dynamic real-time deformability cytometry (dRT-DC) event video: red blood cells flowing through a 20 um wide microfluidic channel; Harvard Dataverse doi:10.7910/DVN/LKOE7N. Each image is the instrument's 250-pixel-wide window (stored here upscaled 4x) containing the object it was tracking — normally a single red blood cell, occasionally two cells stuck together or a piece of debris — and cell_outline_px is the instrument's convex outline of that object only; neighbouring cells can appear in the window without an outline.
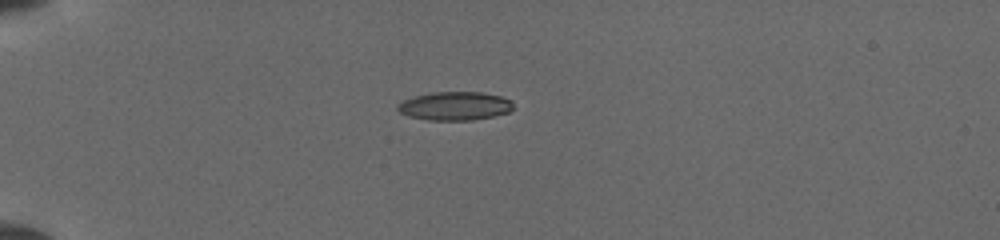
{"species": "common noctule bat (a hibernating species)", "species_latin": "Nyctalus noctula", "temperature_condition": "cold", "stored_images_in_passage": 28, "camera_frame_rate_fps": 3000, "um_per_image_px": 0.085, "animal": {"sex": "female", "body_mass_g": 19.5, "forearm_length_mm": 54.1}, "frame": {"image": 1, "passage_image": 1, "time_ms": 0.0, "image_size_px": [1000, 240], "cell_outline_px": [[512, 108], [508, 112], [492, 116], [472, 120], [428, 120], [408, 116], [400, 112], [396, 108], [404, 100], [416, 96], [432, 92], [480, 92], [500, 96], [512, 100]], "centroid_in_image_um": [38.67, 9.01], "position_along_channel_um": 46.3, "area_um2": 19.02}}
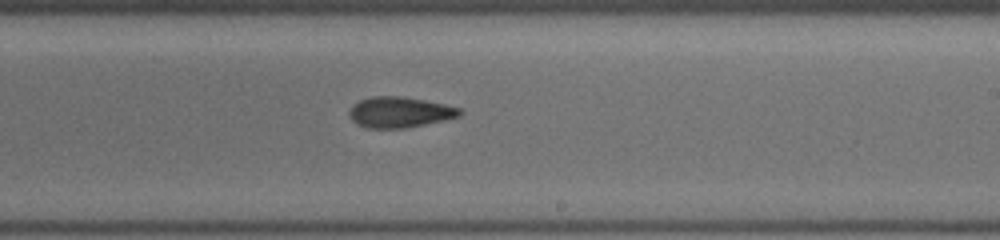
{"frame": {"image": 2, "passage_image": 17, "time_ms": 6.0, "image_size_px": [1000, 240], "cell_outline_px": [[464, 112], [460, 116], [444, 120], [408, 128], [364, 128], [352, 120], [348, 112], [352, 104], [360, 100], [372, 96], [400, 96], [424, 100], [444, 104], [460, 108]], "centroid_in_image_um": [33.96, 9.54], "position_along_channel_um": 255.0, "area_um2": 19.88}}
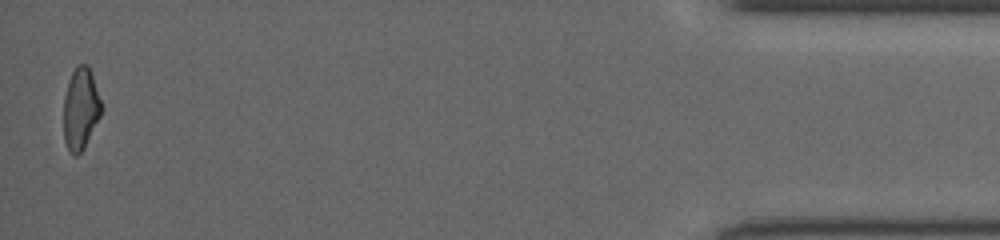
{"frame": {"image": 3, "passage_image": 28, "time_ms": 12.0, "image_size_px": [1000, 240], "cell_outline_px": [[100, 116], [84, 148], [76, 156], [72, 156], [64, 140], [64, 96], [68, 80], [76, 64], [88, 64], [100, 100]], "centroid_in_image_um": [6.82, 9.24], "position_along_channel_um": 428.4, "area_um2": 17.74}}